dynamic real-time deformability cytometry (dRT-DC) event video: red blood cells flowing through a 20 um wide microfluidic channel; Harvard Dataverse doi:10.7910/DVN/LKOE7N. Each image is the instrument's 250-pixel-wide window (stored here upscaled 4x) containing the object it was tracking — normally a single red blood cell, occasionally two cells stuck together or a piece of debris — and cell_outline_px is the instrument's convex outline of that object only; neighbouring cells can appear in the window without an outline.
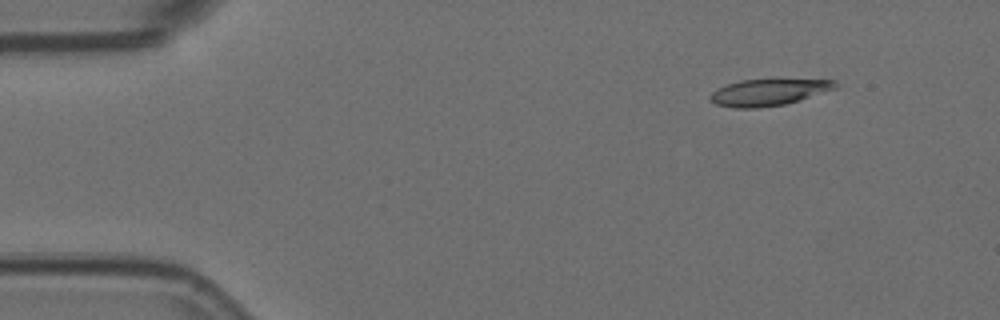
{"species": "Egyptian fruit bat (a non-hibernating species)", "species_latin": "Rousettus aegyptiacus", "temperature_condition": "room temperature", "stored_images_in_passage": 4, "camera_frame_rate_fps": 3000, "um_per_image_px": 0.085, "animal": {"sex": "female"}, "frame": {"image": 1, "passage_image": 2, "time_ms": 0.333, "image_size_px": [1000, 320], "cell_outline_px": [[836, 88], [800, 100], [784, 104], [756, 108], [732, 108], [716, 104], [708, 96], [716, 88], [740, 80], [836, 80]], "centroid_in_image_um": [65.27, 7.85], "position_along_channel_um": 19.7, "area_um2": 19.07}}